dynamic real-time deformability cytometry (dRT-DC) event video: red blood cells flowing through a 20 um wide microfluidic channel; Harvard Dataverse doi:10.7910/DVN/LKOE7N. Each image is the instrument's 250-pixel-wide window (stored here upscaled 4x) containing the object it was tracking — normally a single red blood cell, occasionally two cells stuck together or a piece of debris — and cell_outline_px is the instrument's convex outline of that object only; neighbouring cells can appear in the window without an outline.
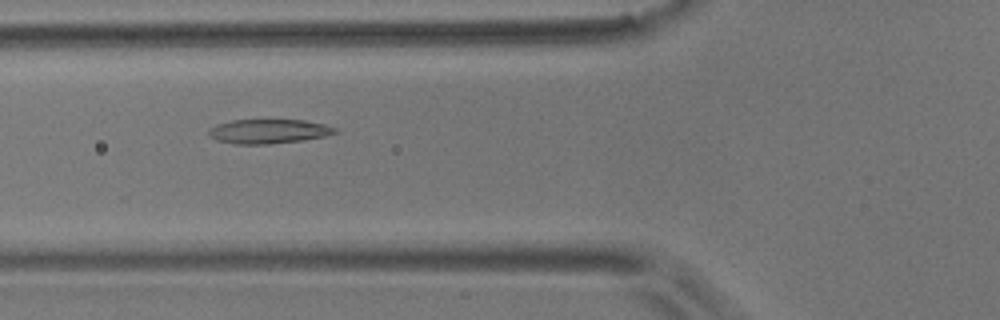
{"species": "common noctule bat (a hibernating species)", "species_latin": "Nyctalus noctula", "temperature_condition": "room temperature", "stored_images_in_passage": 3, "camera_frame_rate_fps": 3000, "um_per_image_px": 0.085, "animal": {"sex": "male", "body_mass_g": 17.9}, "frame": {"image": 1, "passage_image": 2, "time_ms": 1.333, "image_size_px": [1000, 320], "cell_outline_px": [[340, 132], [324, 136], [304, 140], [268, 144], [236, 144], [216, 140], [208, 136], [208, 128], [216, 124], [232, 120], [304, 120], [324, 124], [336, 128]], "centroid_in_image_um": [22.81, 11.16], "position_along_channel_um": 103.0, "area_um2": 18.03}}
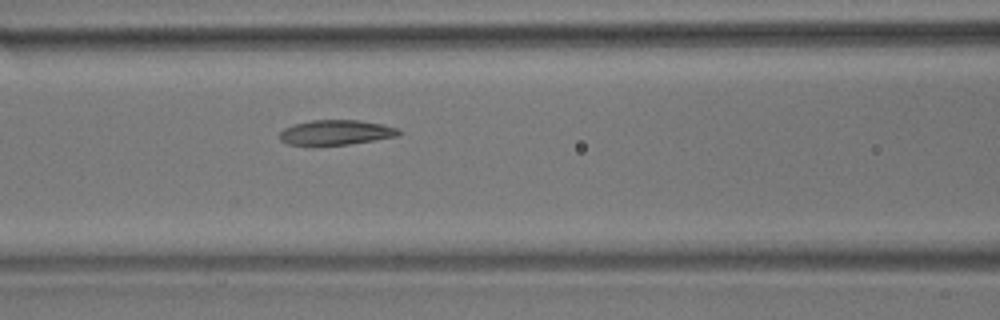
{"frame": {"image": 2, "passage_image": 3, "time_ms": 2.333, "image_size_px": [1000, 320], "cell_outline_px": [[404, 132], [396, 136], [376, 140], [348, 144], [316, 148], [312, 148], [288, 144], [280, 140], [280, 132], [284, 128], [292, 124], [312, 120], [360, 120], [380, 124], [396, 128]], "centroid_in_image_um": [28.47, 11.3], "position_along_channel_um": 138.1, "area_um2": 17.98}}